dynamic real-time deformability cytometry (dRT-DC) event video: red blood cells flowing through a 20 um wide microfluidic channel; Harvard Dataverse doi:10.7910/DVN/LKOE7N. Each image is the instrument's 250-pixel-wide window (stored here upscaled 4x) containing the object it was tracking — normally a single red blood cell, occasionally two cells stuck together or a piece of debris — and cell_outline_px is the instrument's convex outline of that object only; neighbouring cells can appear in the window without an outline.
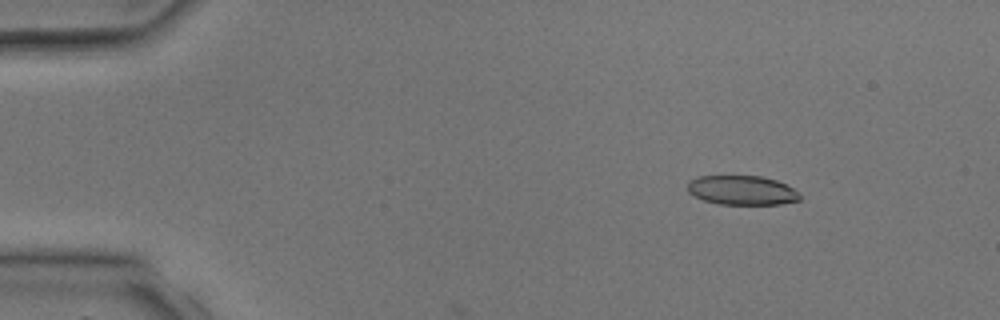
{"species": "common noctule bat (a hibernating species)", "species_latin": "Nyctalus noctula", "temperature_condition": "room temperature", "stored_images_in_passage": 4, "camera_frame_rate_fps": 3000, "um_per_image_px": 0.085, "animal": {"sex": "male", "body_mass_g": 17.9, "forearm_length_mm": 54.2}, "frame": {"image": 1, "passage_image": 2, "time_ms": 1.333, "image_size_px": [1000, 320], "cell_outline_px": [[800, 200], [780, 204], [720, 204], [704, 200], [688, 192], [688, 180], [700, 176], [760, 176], [776, 180], [792, 188], [800, 196]], "centroid_in_image_um": [63.04, 16.17], "position_along_channel_um": 22.0, "area_um2": 18.96}}